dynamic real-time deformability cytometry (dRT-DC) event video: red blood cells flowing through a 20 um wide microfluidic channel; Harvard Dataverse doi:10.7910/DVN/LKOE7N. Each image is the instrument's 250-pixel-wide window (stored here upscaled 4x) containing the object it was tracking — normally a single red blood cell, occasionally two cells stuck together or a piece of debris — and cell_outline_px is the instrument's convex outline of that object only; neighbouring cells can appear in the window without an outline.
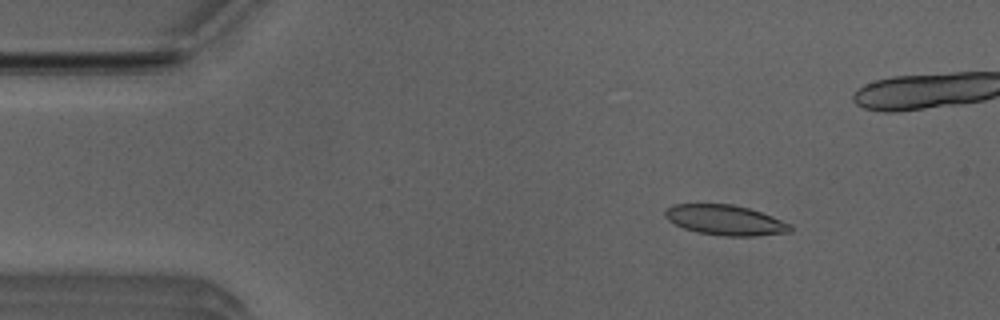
{"species": "Egyptian fruit bat (a non-hibernating species)", "species_latin": "Rousettus aegyptiacus", "temperature_condition": "room temperature", "stored_images_in_passage": 52, "camera_frame_rate_fps": 3000, "um_per_image_px": 0.085, "animal": {"sex": "male"}, "frame": {"image": 1, "passage_image": 7, "time_ms": 2.0, "image_size_px": [1000, 320], "cell_outline_px": [[792, 232], [752, 236], [724, 236], [696, 232], [684, 228], [668, 220], [664, 216], [664, 212], [668, 208], [676, 204], [732, 204], [748, 208], [772, 216], [792, 224]], "centroid_in_image_um": [61.67, 18.71], "position_along_channel_um": 23.3, "area_um2": 21.96}}
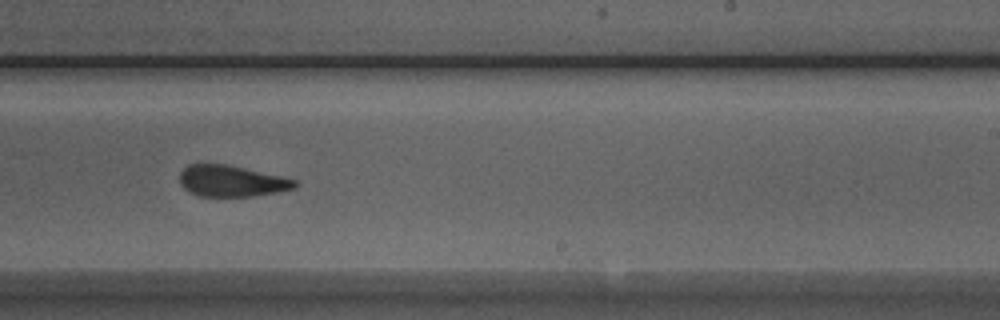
{"frame": {"image": 2, "passage_image": 31, "time_ms": 10.0, "image_size_px": [1000, 320], "cell_outline_px": [[296, 188], [280, 192], [252, 196], [200, 196], [188, 192], [180, 184], [180, 172], [188, 164], [224, 164], [244, 168], [280, 176], [296, 180]], "centroid_in_image_um": [19.66, 15.39], "position_along_channel_um": 269.3, "area_um2": 20.87}}
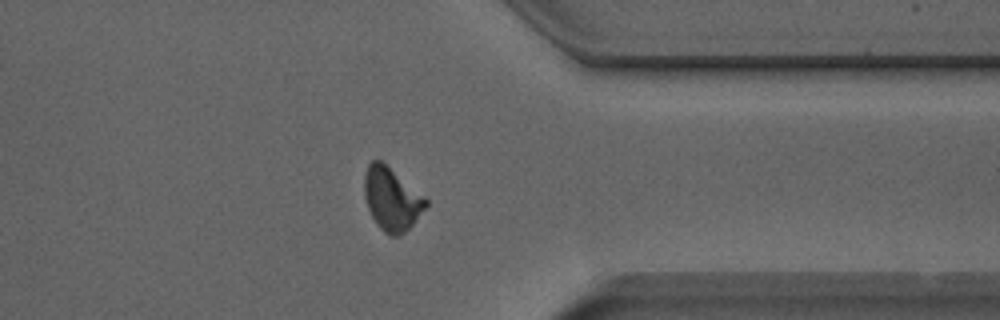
{"frame": {"image": 3, "passage_image": 40, "time_ms": 13.0, "image_size_px": [1000, 320], "cell_outline_px": [[428, 204], [412, 224], [400, 236], [388, 236], [376, 224], [368, 208], [364, 196], [364, 176], [368, 164], [372, 160], [380, 160], [424, 196], [428, 200]], "centroid_in_image_um": [33.27, 16.93], "position_along_channel_um": 378.1, "area_um2": 22.25}, "authors_computed_cell_mechanics": {"area_um2": 21.8773, "velocity_mm_per_s": 3.9235, "shape_relaxation_time_tau1_ms": 4.3648, "shape_relaxation_time_tau2_ms": 1.8672, "deformation_change_tau1": 0.1658, "deformation_change_tau2": 0.0997}}